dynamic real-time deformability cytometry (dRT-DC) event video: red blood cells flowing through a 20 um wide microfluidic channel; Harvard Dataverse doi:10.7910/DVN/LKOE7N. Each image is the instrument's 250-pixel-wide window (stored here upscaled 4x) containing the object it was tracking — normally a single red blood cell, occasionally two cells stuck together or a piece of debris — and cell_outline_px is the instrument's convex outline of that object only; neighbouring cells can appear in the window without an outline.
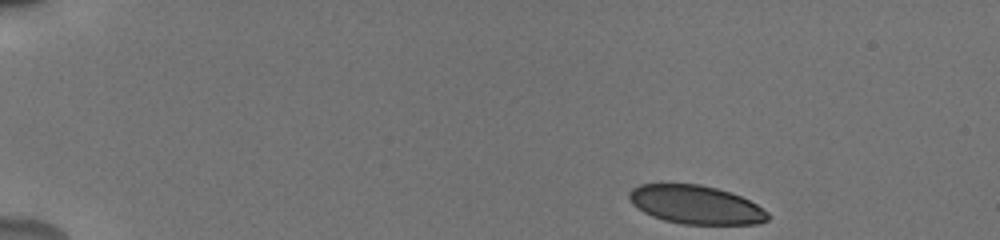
{"species": "human", "species_latin": "Homo sapiens", "temperature_condition": "cold", "stored_images_in_passage": 47, "camera_frame_rate_fps": 3000, "um_per_image_px": 0.085, "donor": {"sex": "male"}, "frame": {"image": 1, "passage_image": 1, "time_ms": 0.0, "image_size_px": [1000, 240], "cell_outline_px": [[768, 220], [760, 224], [684, 224], [664, 220], [652, 216], [644, 212], [632, 204], [628, 196], [628, 192], [632, 188], [640, 184], [700, 184], [716, 188], [740, 196], [756, 204], [768, 212]], "centroid_in_image_um": [59.13, 17.4], "position_along_channel_um": 25.9, "area_um2": 31.04}}
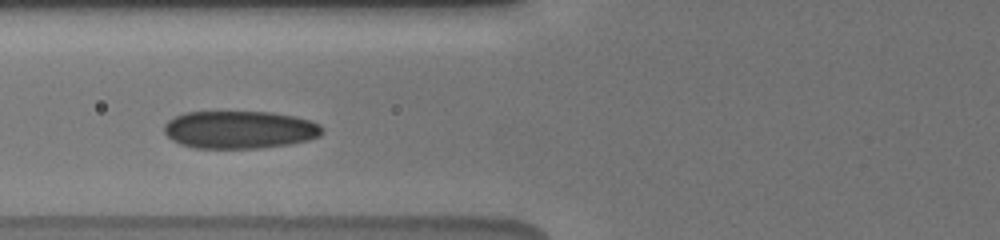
{"frame": {"image": 2, "passage_image": 16, "time_ms": 5.0, "image_size_px": [1000, 240], "cell_outline_px": [[324, 132], [320, 136], [308, 140], [288, 144], [260, 148], [196, 148], [180, 144], [172, 140], [164, 132], [164, 124], [168, 120], [184, 112], [272, 112], [296, 116], [320, 124], [324, 128]], "centroid_in_image_um": [20.38, 11.02], "position_along_channel_um": 105.4, "area_um2": 34.91}}
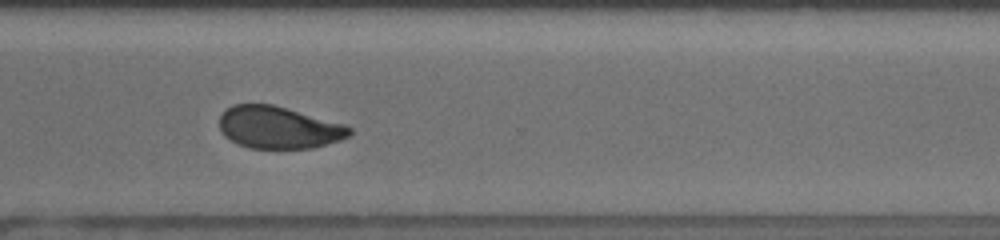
{"frame": {"image": 3, "passage_image": 35, "time_ms": 11.333, "image_size_px": [1000, 240], "cell_outline_px": [[352, 132], [348, 136], [340, 140], [312, 148], [248, 148], [236, 144], [224, 136], [220, 128], [220, 116], [224, 108], [232, 104], [272, 104], [288, 108], [344, 124], [352, 128]], "centroid_in_image_um": [23.65, 10.83], "position_along_channel_um": 347.0, "area_um2": 32.14}, "authors_computed_cell_mechanics": {"area_um2": 33.7552, "velocity_mm_per_s": 3.8108, "shape_relaxation_time_tau1_ms": 4.3236, "shape_relaxation_time_tau2_ms": 1.2952, "deformation_change_tau1": 0.116, "deformation_change_tau2": 0.0555}}